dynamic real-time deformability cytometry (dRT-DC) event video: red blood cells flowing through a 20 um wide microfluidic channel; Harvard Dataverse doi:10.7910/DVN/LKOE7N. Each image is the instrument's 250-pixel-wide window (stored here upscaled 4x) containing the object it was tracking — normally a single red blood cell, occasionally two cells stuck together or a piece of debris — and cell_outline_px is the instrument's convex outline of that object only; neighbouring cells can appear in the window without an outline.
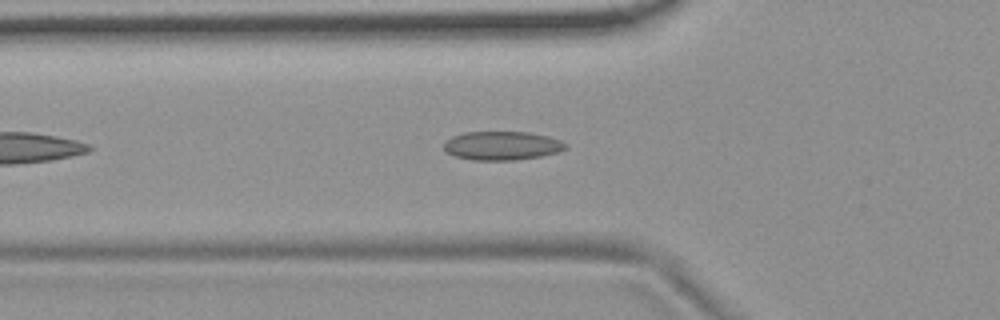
{"species": "common noctule bat (a hibernating species)", "species_latin": "Nyctalus noctula", "temperature_condition": "room temperature", "stored_images_in_passage": 14, "camera_frame_rate_fps": 3000, "um_per_image_px": 0.085, "animal": {"sex": "female", "body_mass_g": 19.9}, "frame": {"image": 1, "passage_image": 3, "time_ms": 0.667, "image_size_px": [1000, 320], "cell_outline_px": [[568, 148], [556, 152], [540, 156], [516, 160], [472, 160], [456, 156], [448, 152], [444, 148], [444, 140], [452, 136], [464, 132], [528, 132], [548, 136], [560, 140], [568, 144]], "centroid_in_image_um": [42.67, 12.37], "position_along_channel_um": 83.1, "area_um2": 20.4}}
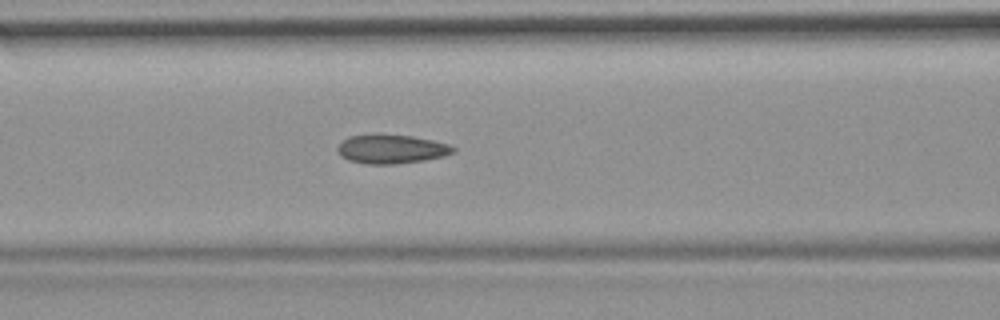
{"frame": {"image": 2, "passage_image": 7, "time_ms": 2.0, "image_size_px": [1000, 320], "cell_outline_px": [[456, 152], [444, 156], [424, 160], [396, 164], [368, 164], [348, 160], [340, 156], [336, 148], [348, 136], [376, 132], [412, 136], [432, 140], [448, 144], [456, 148]], "centroid_in_image_um": [33.25, 12.64], "position_along_channel_um": 133.4, "area_um2": 20.0}}
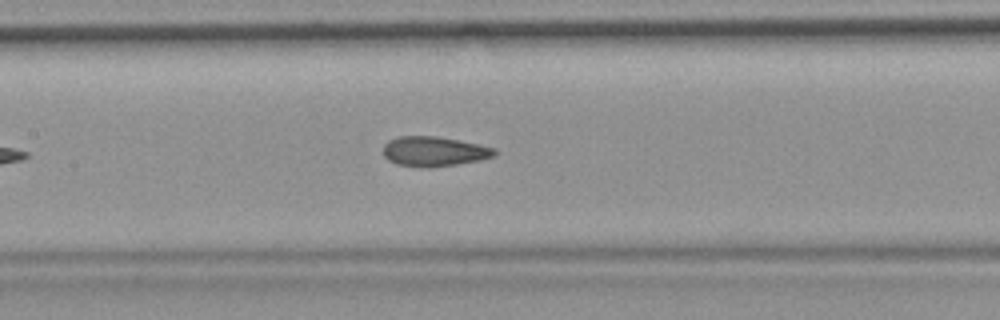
{"frame": {"image": 3, "passage_image": 10, "time_ms": 3.0, "image_size_px": [1000, 320], "cell_outline_px": [[496, 152], [492, 156], [480, 160], [456, 164], [428, 168], [424, 168], [396, 164], [388, 160], [384, 156], [384, 144], [388, 140], [400, 136], [436, 136], [480, 144], [496, 148]], "centroid_in_image_um": [36.88, 12.87], "position_along_channel_um": 170.5, "area_um2": 19.36}}